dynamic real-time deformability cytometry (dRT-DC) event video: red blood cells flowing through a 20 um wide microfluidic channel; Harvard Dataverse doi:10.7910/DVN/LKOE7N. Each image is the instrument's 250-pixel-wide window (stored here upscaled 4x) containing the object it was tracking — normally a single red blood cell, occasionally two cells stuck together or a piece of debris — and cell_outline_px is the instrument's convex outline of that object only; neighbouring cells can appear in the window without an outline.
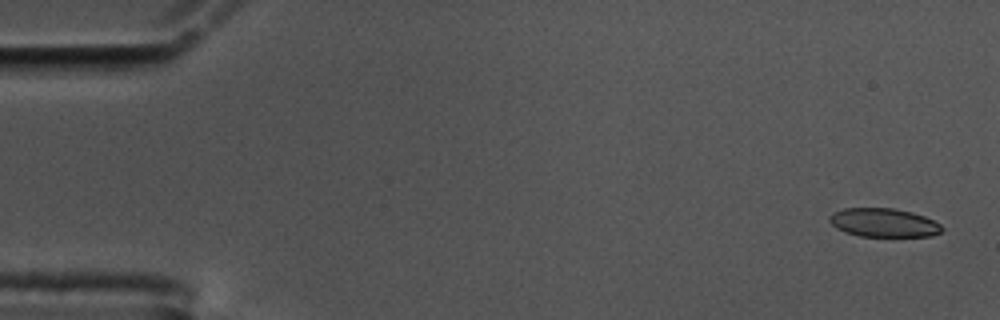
{"species": "common noctule bat (a hibernating species)", "species_latin": "Nyctalus noctula", "temperature_condition": "cold", "stored_images_in_passage": 58, "camera_frame_rate_fps": 3000, "um_per_image_px": 0.085, "animal": {"sex": "male", "body_mass_g": 17.5, "forearm_length_mm": 52.3}, "frame": {"image": 1, "passage_image": 2, "time_ms": 0.333, "image_size_px": [1000, 320], "cell_outline_px": [[944, 228], [940, 232], [932, 236], [860, 236], [844, 232], [836, 228], [828, 220], [828, 216], [832, 212], [844, 208], [892, 208], [912, 212], [924, 216], [940, 224]], "centroid_in_image_um": [75.08, 18.92], "position_along_channel_um": 9.9, "area_um2": 18.84}}
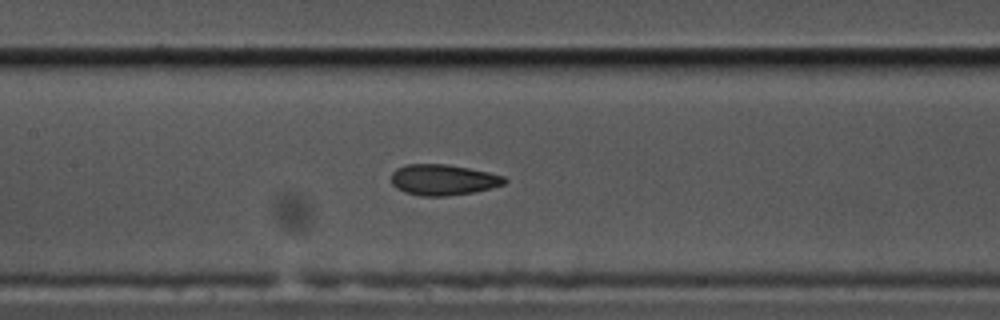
{"frame": {"image": 2, "passage_image": 27, "time_ms": 8.667, "image_size_px": [1000, 320], "cell_outline_px": [[508, 180], [504, 184], [492, 188], [472, 192], [448, 196], [424, 196], [404, 192], [396, 188], [392, 184], [392, 172], [396, 168], [404, 164], [444, 164], [468, 168], [488, 172], [504, 176]], "centroid_in_image_um": [37.65, 15.28], "position_along_channel_um": 169.7, "area_um2": 20.35}}
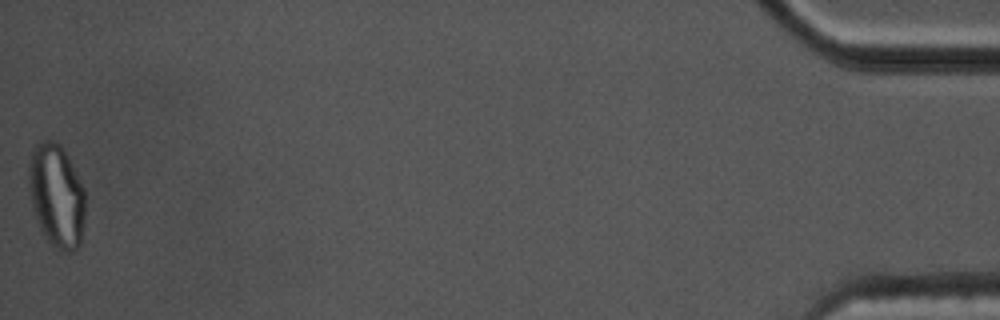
{"frame": {"image": 3, "passage_image": 58, "time_ms": 19.0, "image_size_px": [1000, 320], "cell_outline_px": [[84, 224], [80, 248], [72, 252], [64, 252], [52, 244], [44, 236], [40, 228], [32, 204], [28, 188], [28, 168], [32, 152], [36, 144], [44, 140], [56, 140], [60, 144], [68, 156], [84, 188]], "centroid_in_image_um": [4.82, 16.63], "position_along_channel_um": 430.4, "area_um2": 34.16}, "authors_computed_cell_mechanics": {"area_um2": 20.519, "velocity_mm_per_s": 3.4622, "shape_relaxation_time_tau1_ms": null, "shape_relaxation_time_tau2_ms": 2.5482, "deformation_change_tau1": null, "deformation_change_tau2": 0.0721}}